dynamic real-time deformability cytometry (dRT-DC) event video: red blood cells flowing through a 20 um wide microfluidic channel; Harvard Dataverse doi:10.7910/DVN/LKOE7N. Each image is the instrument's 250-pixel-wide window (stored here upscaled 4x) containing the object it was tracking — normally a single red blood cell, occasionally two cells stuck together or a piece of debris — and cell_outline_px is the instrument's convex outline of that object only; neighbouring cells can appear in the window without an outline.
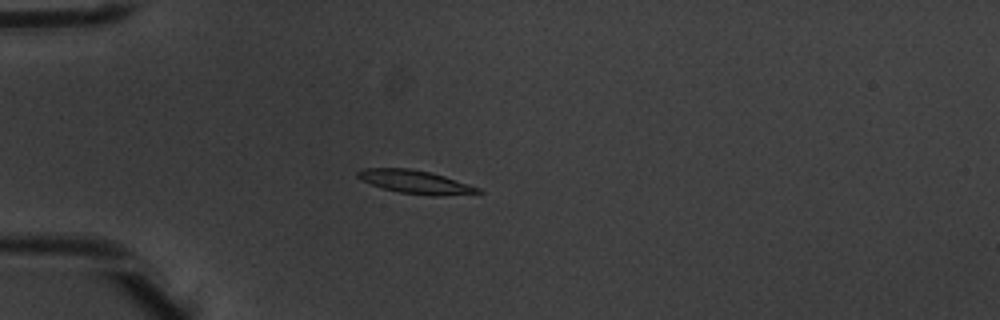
{"species": "common noctule bat (a hibernating species)", "species_latin": "Nyctalus noctula", "temperature_condition": "warm", "stored_images_in_passage": 5, "camera_frame_rate_fps": 3000, "um_per_image_px": 0.085, "animal": {"sex": "male", "body_mass_g": 20.1, "forearm_length_mm": 53.5}, "frame": {"image": 1, "passage_image": 4, "time_ms": 1.0, "image_size_px": [1000, 320], "cell_outline_px": [[484, 192], [436, 196], [432, 196], [400, 192], [384, 188], [360, 180], [356, 176], [356, 172], [364, 168], [408, 168], [428, 172], [444, 176], [480, 188]], "centroid_in_image_um": [35.27, 15.46], "position_along_channel_um": 49.7, "area_um2": 16.07}}